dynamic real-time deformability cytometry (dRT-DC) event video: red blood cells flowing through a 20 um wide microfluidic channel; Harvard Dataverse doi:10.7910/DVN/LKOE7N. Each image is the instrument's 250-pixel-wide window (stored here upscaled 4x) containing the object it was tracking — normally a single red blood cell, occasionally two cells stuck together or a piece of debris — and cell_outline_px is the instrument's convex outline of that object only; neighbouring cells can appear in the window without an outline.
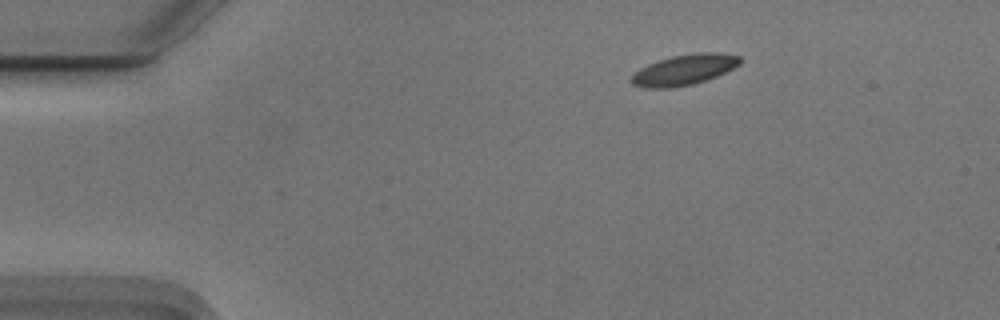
{"species": "Egyptian fruit bat (a non-hibernating species)", "species_latin": "Rousettus aegyptiacus", "temperature_condition": "cold", "stored_images_in_passage": 36, "camera_frame_rate_fps": 3000, "um_per_image_px": 0.085, "animal": {"sex": "male"}, "frame": {"image": 1, "passage_image": 1, "time_ms": 0.0, "image_size_px": [1000, 320], "cell_outline_px": [[744, 60], [740, 64], [716, 76], [692, 84], [672, 88], [644, 88], [632, 84], [628, 80], [632, 72], [648, 64], [672, 56], [696, 52], [720, 52], [740, 56]], "centroid_in_image_um": [58.12, 5.93], "position_along_channel_um": 26.9, "area_um2": 19.54}}
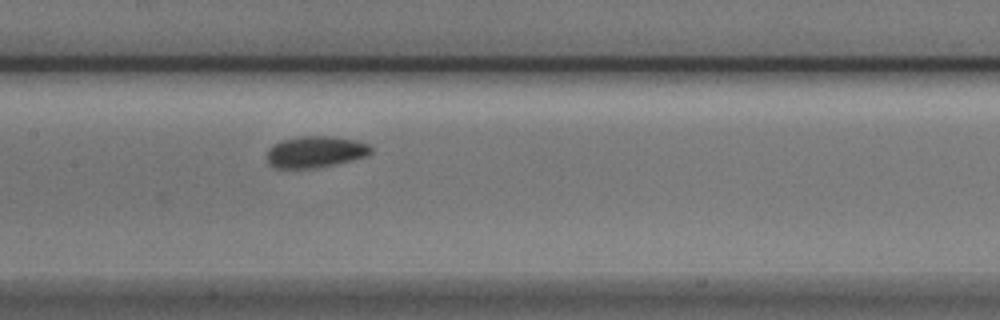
{"frame": {"image": 2, "passage_image": 19, "time_ms": 6.0, "image_size_px": [1000, 320], "cell_outline_px": [[372, 152], [368, 156], [336, 164], [316, 168], [272, 168], [268, 164], [268, 148], [280, 140], [296, 136], [332, 136], [356, 140], [368, 144], [372, 148]], "centroid_in_image_um": [26.81, 12.9], "position_along_channel_um": 180.6, "area_um2": 19.36}}
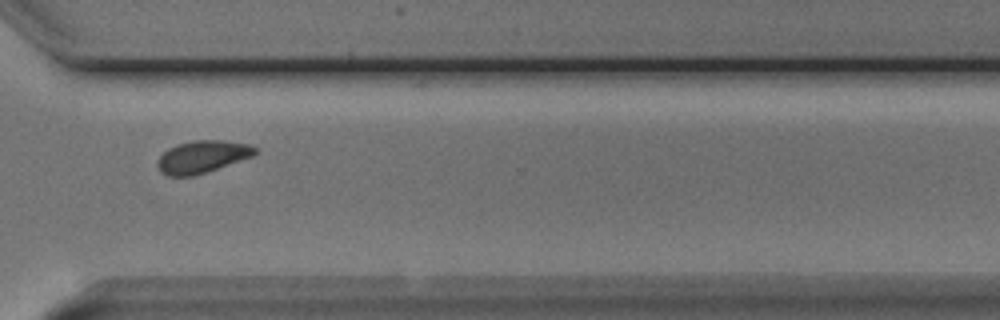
{"frame": {"image": 3, "passage_image": 33, "time_ms": 10.667, "image_size_px": [1000, 320], "cell_outline_px": [[260, 148], [252, 156], [192, 176], [168, 176], [160, 172], [156, 164], [156, 160], [168, 148], [176, 144], [192, 140], [224, 140], [248, 144]], "centroid_in_image_um": [17.15, 13.3], "position_along_channel_um": 353.4, "area_um2": 18.32}, "authors_computed_cell_mechanics": {"area_um2": 19.1318, "velocity_mm_per_s": 3.6984, "shape_relaxation_time_tau1_ms": 1.7672, "shape_relaxation_time_tau2_ms": 1.7301, "deformation_change_tau1": 0.072, "deformation_change_tau2": 0.0458}}